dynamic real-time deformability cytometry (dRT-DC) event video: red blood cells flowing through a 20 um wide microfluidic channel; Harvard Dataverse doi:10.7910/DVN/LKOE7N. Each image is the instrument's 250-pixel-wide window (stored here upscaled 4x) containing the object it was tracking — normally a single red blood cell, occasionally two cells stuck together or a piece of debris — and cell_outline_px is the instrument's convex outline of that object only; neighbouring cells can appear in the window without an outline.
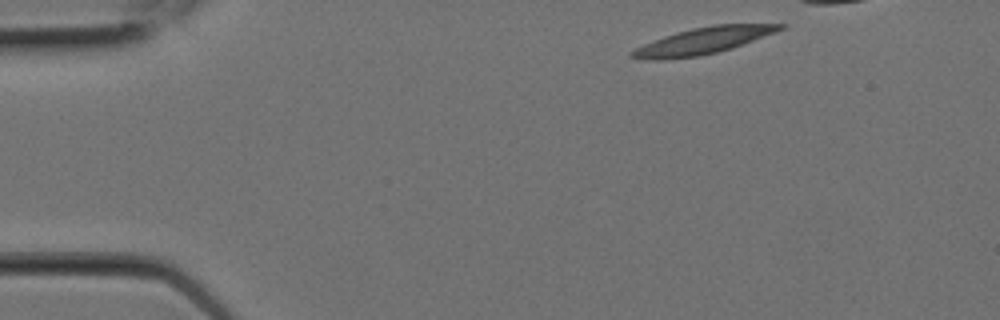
{"species": "Egyptian fruit bat (a non-hibernating species)", "species_latin": "Rousettus aegyptiacus", "temperature_condition": "room temperature", "stored_images_in_passage": 6, "segment_of_instrument_passage": [1, 2], "camera_frame_rate_fps": 3000, "um_per_image_px": 0.085, "animal": {"sex": "female"}, "frame": {"image": 1, "passage_image": 1, "time_ms": 0.0, "image_size_px": [1000, 320], "cell_outline_px": [[788, 24], [784, 28], [776, 32], [732, 48], [700, 56], [664, 60], [648, 60], [628, 56], [628, 52], [652, 40], [676, 32], [692, 28], [712, 24]], "centroid_in_image_um": [59.73, 3.47], "position_along_channel_um": 25.3, "area_um2": 23.0}}
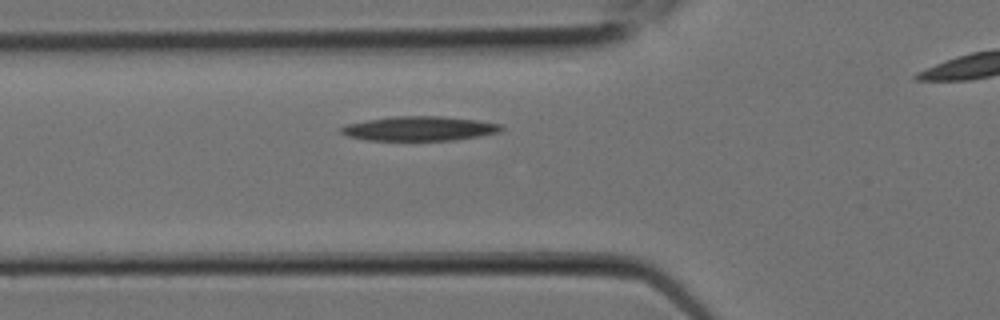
{"frame": {"image": 2, "passage_image": 5, "time_ms": 1.333, "image_size_px": [1000, 320], "cell_outline_px": [[504, 128], [500, 132], [480, 136], [456, 140], [368, 140], [348, 136], [340, 132], [340, 128], [344, 124], [368, 120], [396, 116], [440, 116], [476, 120], [504, 124]], "centroid_in_image_um": [35.69, 10.93], "position_along_channel_um": 90.1, "area_um2": 22.83}}